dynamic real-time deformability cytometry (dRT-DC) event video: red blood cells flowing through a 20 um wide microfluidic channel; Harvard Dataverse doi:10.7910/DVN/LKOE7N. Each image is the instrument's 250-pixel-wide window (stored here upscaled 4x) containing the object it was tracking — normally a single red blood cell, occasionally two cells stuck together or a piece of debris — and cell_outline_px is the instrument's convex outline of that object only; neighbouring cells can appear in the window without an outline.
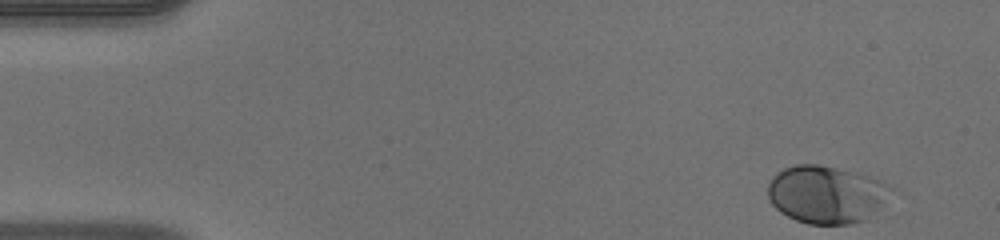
{"species": "human", "species_latin": "Homo sapiens", "temperature_condition": "warm", "stored_images_in_passage": 47, "camera_frame_rate_fps": 3000, "um_per_image_px": 0.085, "donor": {"sex": "male"}, "frame": {"image": 1, "passage_image": 1, "time_ms": 0.0, "image_size_px": [1000, 240], "cell_outline_px": [[900, 192], [880, 208], [864, 220], [852, 224], [808, 224], [796, 220], [780, 212], [772, 204], [768, 196], [768, 184], [772, 176], [776, 172], [784, 168], [796, 164], [816, 164], [868, 176], [880, 180], [896, 188]], "centroid_in_image_um": [70.31, 16.53], "position_along_channel_um": 14.7, "area_um2": 41.91}}
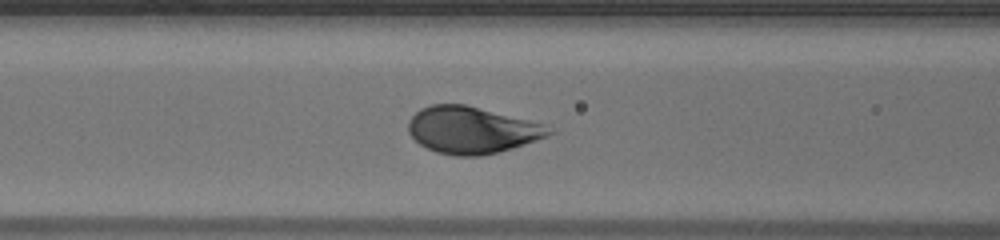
{"frame": {"image": 2, "passage_image": 18, "time_ms": 5.667, "image_size_px": [1000, 240], "cell_outline_px": [[556, 132], [548, 136], [512, 148], [480, 156], [452, 156], [436, 152], [420, 144], [408, 132], [408, 120], [420, 108], [432, 104], [464, 104], [544, 124]], "centroid_in_image_um": [40.08, 11.06], "position_along_channel_um": 126.5, "area_um2": 38.15}}
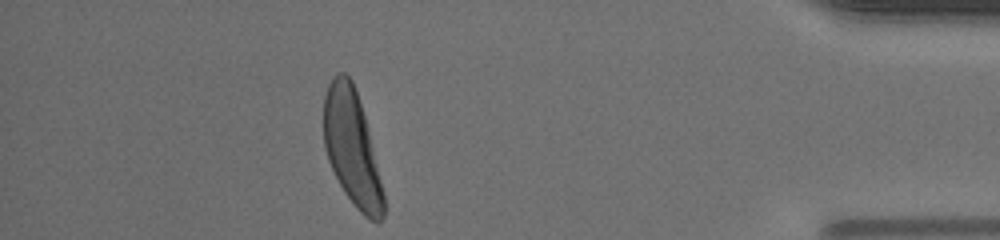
{"frame": {"image": 3, "passage_image": 42, "time_ms": 13.667, "image_size_px": [1000, 240], "cell_outline_px": [[384, 216], [376, 224], [368, 220], [356, 208], [344, 192], [328, 160], [324, 148], [324, 96], [328, 84], [336, 72], [344, 72], [352, 80], [368, 128], [384, 192]], "centroid_in_image_um": [29.92, 12.6], "position_along_channel_um": 405.3, "area_um2": 40.06}, "authors_computed_cell_mechanics": {"area_um2": 39.0728, "velocity_mm_per_s": 4.0817, "shape_relaxation_time_tau1_ms": 1.5254, "shape_relaxation_time_tau2_ms": null, "deformation_change_tau1": 0.1196, "deformation_change_tau2": null}}